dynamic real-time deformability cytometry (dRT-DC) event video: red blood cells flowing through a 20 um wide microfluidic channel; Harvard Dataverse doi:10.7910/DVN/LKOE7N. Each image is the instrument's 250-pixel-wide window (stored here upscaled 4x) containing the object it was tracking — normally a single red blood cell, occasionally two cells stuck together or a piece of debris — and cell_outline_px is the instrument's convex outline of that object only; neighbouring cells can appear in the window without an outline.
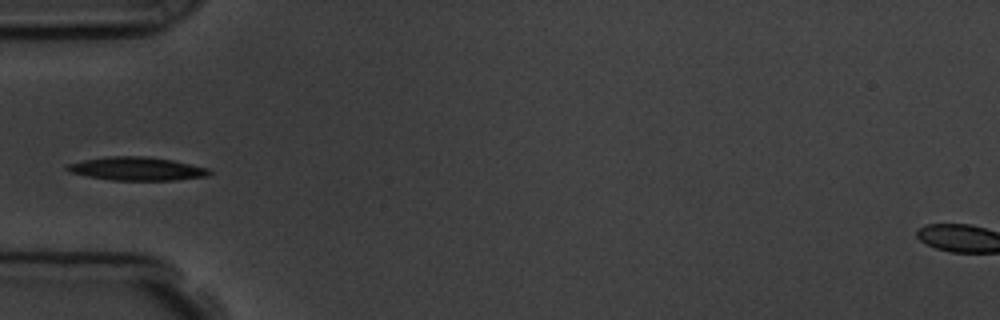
{"species": "common noctule bat (a hibernating species)", "species_latin": "Nyctalus noctula", "temperature_condition": "room temperature", "stored_images_in_passage": 5, "camera_frame_rate_fps": 3000, "um_per_image_px": 0.085, "animal": {"sex": "male", "body_mass_g": 19.5, "forearm_length_mm": 54.6}, "frame": {"image": 1, "passage_image": 5, "time_ms": 4.333, "image_size_px": [1000, 320], "cell_outline_px": [[212, 172], [208, 176], [176, 180], [112, 180], [88, 176], [68, 172], [64, 168], [68, 164], [84, 160], [112, 156], [148, 156], [172, 160], [208, 168]], "centroid_in_image_um": [11.63, 14.34], "position_along_channel_um": 73.4, "area_um2": 19.31}}